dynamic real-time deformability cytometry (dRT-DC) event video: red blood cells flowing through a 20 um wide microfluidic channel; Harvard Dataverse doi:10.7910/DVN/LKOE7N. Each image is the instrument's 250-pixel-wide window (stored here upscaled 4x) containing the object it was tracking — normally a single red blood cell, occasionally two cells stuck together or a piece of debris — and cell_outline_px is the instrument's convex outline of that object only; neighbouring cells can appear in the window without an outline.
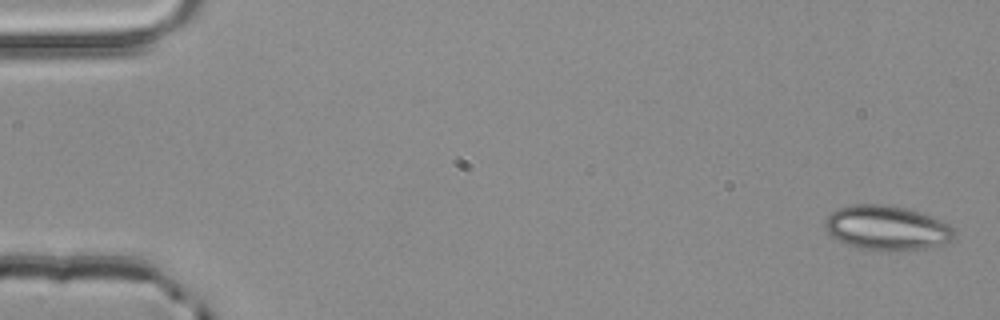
{"species": "common noctule bat (a hibernating species)", "species_latin": "Nyctalus noctula", "temperature_condition": "room temperature", "stored_images_in_passage": 2, "camera_frame_rate_fps": 3000, "um_per_image_px": 0.085, "animal": {"sex": "male", "body_mass_g": 20.4}, "frame": {"image": 1, "passage_image": 2, "time_ms": 0.333, "image_size_px": [1000, 320], "cell_outline_px": [[956, 236], [948, 244], [924, 248], [896, 252], [876, 252], [860, 248], [848, 244], [832, 236], [824, 228], [824, 220], [832, 212], [840, 208], [852, 204], [884, 204], [904, 208], [952, 224], [956, 232]], "centroid_in_image_um": [75.42, 19.4], "position_along_channel_um": 9.6, "area_um2": 33.99}}